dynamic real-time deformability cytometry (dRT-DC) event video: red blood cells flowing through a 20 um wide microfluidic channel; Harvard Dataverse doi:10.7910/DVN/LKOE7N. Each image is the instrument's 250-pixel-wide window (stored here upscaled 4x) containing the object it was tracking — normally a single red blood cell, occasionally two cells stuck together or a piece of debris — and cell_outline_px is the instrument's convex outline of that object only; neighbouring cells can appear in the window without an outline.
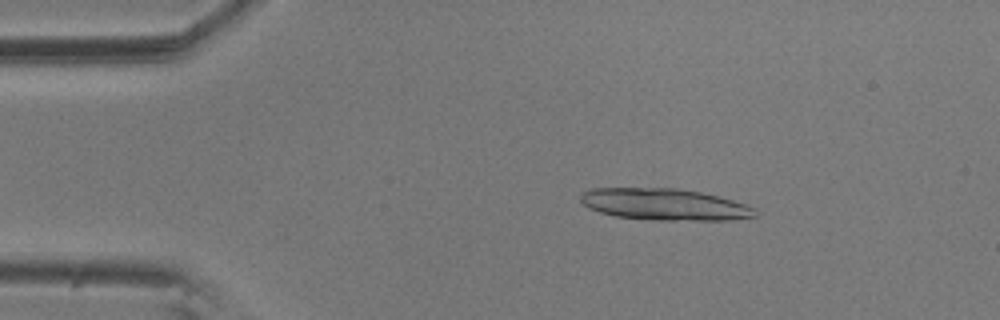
{"species": "common noctule bat (a hibernating species)", "species_latin": "Nyctalus noctula", "temperature_condition": "room temperature", "stored_images_in_passage": 6, "camera_frame_rate_fps": 3000, "um_per_image_px": 0.085, "animal": {"sex": "male", "body_mass_g": 20.5, "forearm_length_mm": 52.5}, "frame": {"image": 1, "passage_image": 3, "time_ms": 0.667, "image_size_px": [1000, 320], "cell_outline_px": [[756, 216], [732, 220], [664, 220], [616, 216], [600, 212], [588, 208], [580, 200], [580, 192], [592, 188], [676, 188], [700, 192], [732, 200], [756, 208]], "centroid_in_image_um": [56.46, 17.37], "position_along_channel_um": 28.5, "area_um2": 32.02}}